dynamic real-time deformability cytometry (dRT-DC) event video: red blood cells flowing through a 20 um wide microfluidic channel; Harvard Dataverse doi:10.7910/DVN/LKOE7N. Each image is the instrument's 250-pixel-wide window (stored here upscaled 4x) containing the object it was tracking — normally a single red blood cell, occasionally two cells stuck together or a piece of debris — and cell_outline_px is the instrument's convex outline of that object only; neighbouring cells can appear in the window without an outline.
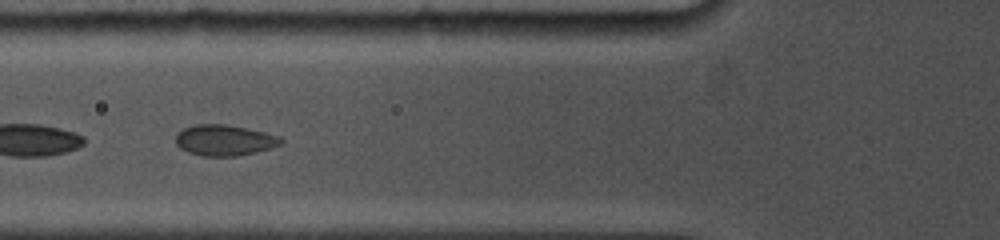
{"species": "common noctule bat (a hibernating species)", "species_latin": "Nyctalus noctula", "temperature_condition": "cold", "stored_images_in_passage": 5, "camera_frame_rate_fps": 5000, "um_per_image_px": 0.085, "animal": {"sex": "female", "body_mass_g": 19.0, "forearm_length_mm": 53.3}, "frame": {"image": 1, "passage_image": 2, "time_ms": 1.2, "image_size_px": [1000, 240], "cell_outline_px": [[284, 140], [280, 144], [272, 148], [256, 152], [236, 156], [204, 156], [188, 152], [180, 148], [176, 144], [176, 132], [184, 128], [196, 124], [224, 124], [264, 132], [280, 136]], "centroid_in_image_um": [19.07, 11.92], "position_along_channel_um": 106.7, "area_um2": 18.9}}
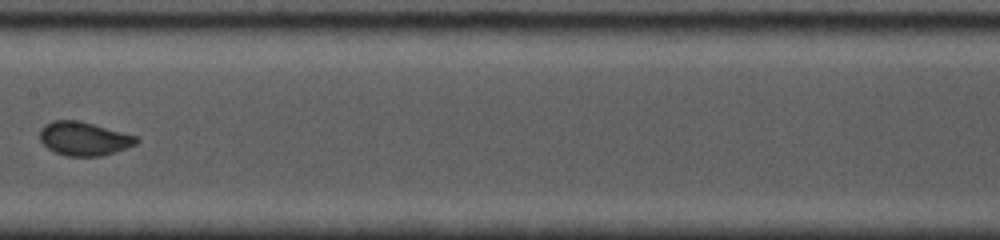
{"frame": {"image": 2, "passage_image": 4, "time_ms": 3.6, "image_size_px": [1000, 240], "cell_outline_px": [[140, 140], [136, 144], [100, 156], [68, 156], [56, 152], [48, 148], [40, 140], [40, 128], [44, 124], [52, 120], [76, 120], [92, 124], [136, 136]], "centroid_in_image_um": [7.09, 11.78], "position_along_channel_um": 200.3, "area_um2": 18.61}}
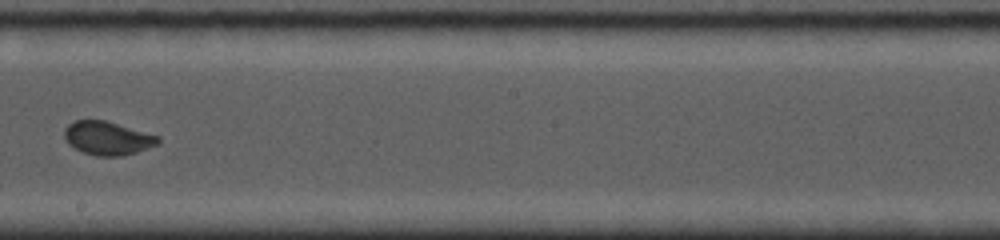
{"frame": {"image": 3, "passage_image": 5, "time_ms": 4.6, "image_size_px": [1000, 240], "cell_outline_px": [[160, 140], [156, 144], [136, 152], [124, 156], [96, 156], [84, 152], [68, 144], [64, 140], [64, 128], [68, 124], [76, 120], [104, 120], [160, 136]], "centroid_in_image_um": [9.11, 11.74], "position_along_channel_um": 239.1, "area_um2": 18.21}}